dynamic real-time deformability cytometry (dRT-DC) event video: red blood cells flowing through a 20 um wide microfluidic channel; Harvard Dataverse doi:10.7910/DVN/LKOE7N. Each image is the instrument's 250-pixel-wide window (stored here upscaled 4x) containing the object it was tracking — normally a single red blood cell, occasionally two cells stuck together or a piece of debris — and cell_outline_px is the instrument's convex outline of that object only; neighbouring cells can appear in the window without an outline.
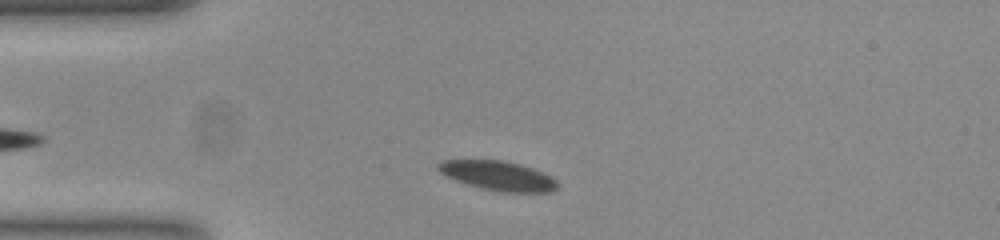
{"species": "common noctule bat (a hibernating species)", "species_latin": "Nyctalus noctula", "temperature_condition": "room temperature", "stored_images_in_passage": 39, "camera_frame_rate_fps": 3000, "um_per_image_px": 0.085, "animal": {"sex": "female", "body_mass_g": 23.0, "forearm_length_mm": 53.4}, "frame": {"image": 1, "passage_image": 4, "time_ms": 1.0, "image_size_px": [1000, 240], "cell_outline_px": [[556, 188], [548, 192], [504, 192], [484, 188], [468, 184], [456, 180], [440, 172], [436, 168], [436, 164], [444, 160], [504, 160], [520, 164], [532, 168], [556, 180]], "centroid_in_image_um": [42.3, 14.92], "position_along_channel_um": 42.7, "area_um2": 20.0}}
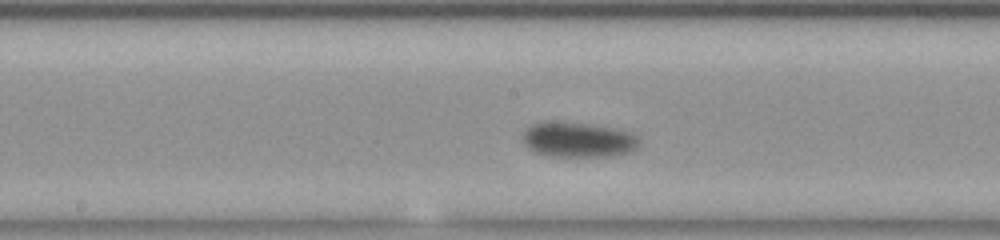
{"frame": {"image": 2, "passage_image": 19, "time_ms": 6.0, "image_size_px": [1000, 240], "cell_outline_px": [[640, 144], [632, 152], [608, 156], [552, 156], [536, 152], [528, 148], [524, 144], [524, 132], [532, 124], [544, 120], [548, 120], [584, 124], [612, 128], [632, 132], [640, 140]], "centroid_in_image_um": [49.15, 11.87], "position_along_channel_um": 199.0, "area_um2": 23.76}}
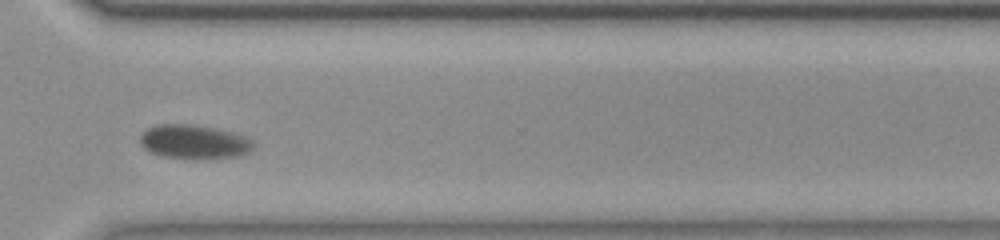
{"frame": {"image": 3, "passage_image": 32, "time_ms": 10.333, "image_size_px": [1000, 240], "cell_outline_px": [[252, 148], [248, 152], [236, 156], [208, 160], [160, 156], [144, 148], [140, 144], [140, 136], [148, 128], [156, 124], [188, 124], [212, 128], [244, 136], [252, 140]], "centroid_in_image_um": [16.45, 12.07], "position_along_channel_um": 354.1, "area_um2": 22.31}, "authors_computed_cell_mechanics": {"area_um2": 22.3108, "velocity_mm_per_s": 3.5665, "shape_relaxation_time_tau1_ms": 2.2101, "shape_relaxation_time_tau2_ms": null, "deformation_change_tau1": 0.0727, "deformation_change_tau2": null}}